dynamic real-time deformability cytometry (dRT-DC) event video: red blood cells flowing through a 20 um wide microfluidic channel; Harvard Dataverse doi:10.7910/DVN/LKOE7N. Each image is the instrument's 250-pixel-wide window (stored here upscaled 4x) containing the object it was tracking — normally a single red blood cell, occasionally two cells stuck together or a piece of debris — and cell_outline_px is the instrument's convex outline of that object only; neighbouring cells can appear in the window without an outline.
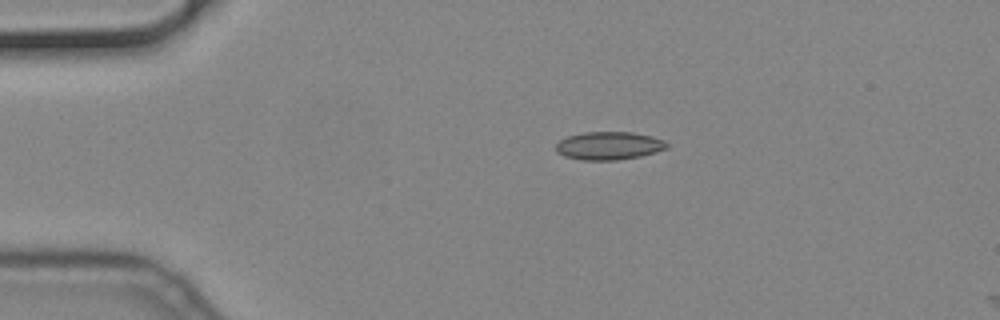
{"species": "common noctule bat (a hibernating species)", "species_latin": "Nyctalus noctula", "temperature_condition": "cold", "stored_images_in_passage": 3, "camera_frame_rate_fps": 3000, "um_per_image_px": 0.085, "animal": {"sex": "male", "body_mass_g": 19.2, "forearm_length_mm": 51.8}, "frame": {"image": 1, "passage_image": 1, "time_ms": 0.0, "image_size_px": [1000, 320], "cell_outline_px": [[668, 148], [656, 152], [640, 156], [616, 160], [580, 160], [564, 156], [556, 152], [556, 144], [560, 140], [568, 136], [584, 132], [632, 132], [652, 136], [664, 140], [668, 144]], "centroid_in_image_um": [51.76, 12.39], "position_along_channel_um": 33.2, "area_um2": 18.21}}